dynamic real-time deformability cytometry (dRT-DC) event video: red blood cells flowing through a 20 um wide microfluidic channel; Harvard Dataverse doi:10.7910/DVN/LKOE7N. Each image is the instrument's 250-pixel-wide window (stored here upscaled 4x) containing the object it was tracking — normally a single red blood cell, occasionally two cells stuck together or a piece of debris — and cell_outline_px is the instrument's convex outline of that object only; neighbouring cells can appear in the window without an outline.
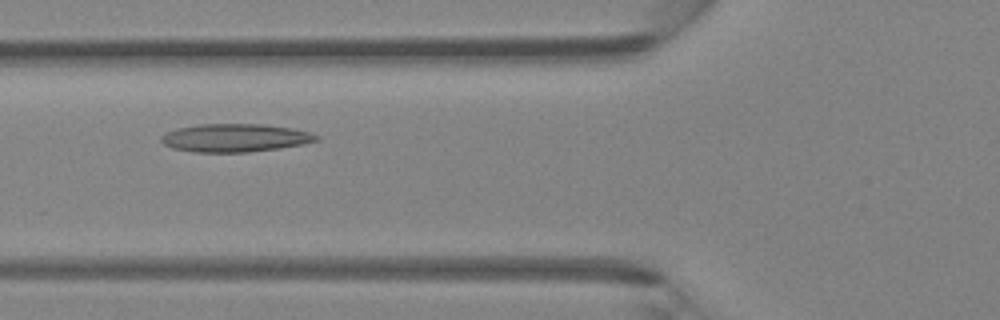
{"species": "Egyptian fruit bat (a non-hibernating species)", "species_latin": "Rousettus aegyptiacus", "temperature_condition": "room temperature", "stored_images_in_passage": 43, "camera_frame_rate_fps": 3000, "um_per_image_px": 0.085, "animal": {"sex": "female"}, "frame": {"image": 1, "passage_image": 15, "time_ms": 4.667, "image_size_px": [1000, 320], "cell_outline_px": [[320, 140], [304, 144], [280, 148], [248, 152], [192, 152], [172, 148], [164, 144], [160, 140], [160, 136], [164, 132], [176, 128], [200, 124], [264, 124], [292, 128], [308, 132], [320, 136]], "centroid_in_image_um": [19.96, 11.72], "position_along_channel_um": 105.8, "area_um2": 25.66}}
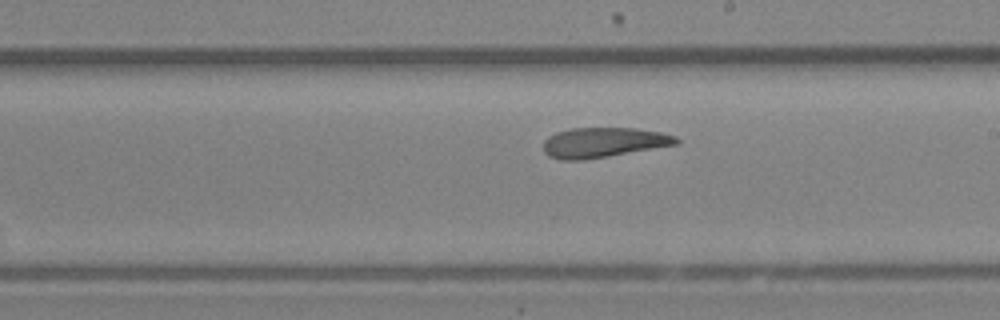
{"frame": {"image": 2, "passage_image": 24, "time_ms": 7.667, "image_size_px": [1000, 320], "cell_outline_px": [[680, 144], [584, 160], [560, 160], [548, 156], [544, 152], [544, 140], [548, 136], [556, 132], [572, 128], [636, 128], [660, 132], [676, 136], [680, 140]], "centroid_in_image_um": [51.3, 12.11], "position_along_channel_um": 237.7, "area_um2": 23.35}}
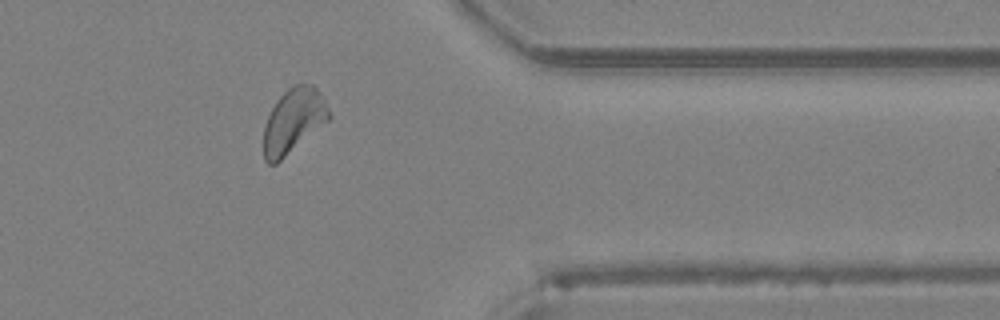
{"frame": {"image": 3, "passage_image": 35, "time_ms": 11.333, "image_size_px": [1000, 320], "cell_outline_px": [[332, 116], [328, 120], [276, 164], [268, 164], [264, 160], [264, 124], [276, 100], [292, 84], [312, 84], [320, 92]], "centroid_in_image_um": [24.93, 10.25], "position_along_channel_um": 386.5, "area_um2": 24.33}}